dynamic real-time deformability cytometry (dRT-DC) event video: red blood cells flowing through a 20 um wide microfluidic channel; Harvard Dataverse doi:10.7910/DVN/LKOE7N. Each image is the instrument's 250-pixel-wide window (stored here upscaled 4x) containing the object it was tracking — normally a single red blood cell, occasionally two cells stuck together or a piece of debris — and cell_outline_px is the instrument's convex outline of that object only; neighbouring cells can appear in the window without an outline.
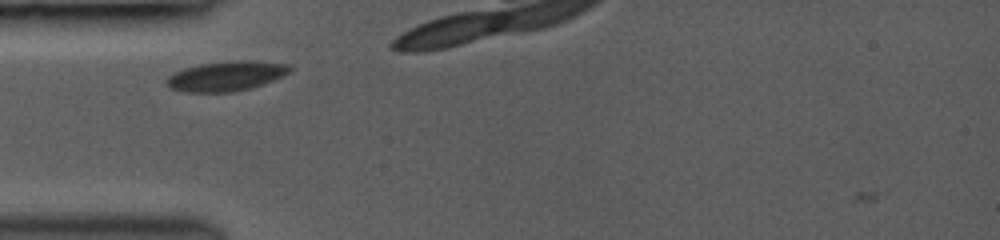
{"species": "common noctule bat (a hibernating species)", "species_latin": "Nyctalus noctula", "temperature_condition": "room temperature", "stored_images_in_passage": 6, "camera_frame_rate_fps": 3000, "um_per_image_px": 0.085, "animal": {"sex": "female", "body_mass_g": 19.0, "forearm_length_mm": 53.3}, "frame": {"image": 1, "passage_image": 1, "time_ms": 0.0, "image_size_px": [1000, 240], "cell_outline_px": [[292, 68], [284, 76], [264, 84], [252, 88], [232, 92], [184, 92], [172, 88], [164, 84], [164, 80], [168, 76], [184, 68], [200, 64], [240, 60], [252, 60], [288, 64]], "centroid_in_image_um": [19.23, 6.47], "position_along_channel_um": 65.8, "area_um2": 21.5}}